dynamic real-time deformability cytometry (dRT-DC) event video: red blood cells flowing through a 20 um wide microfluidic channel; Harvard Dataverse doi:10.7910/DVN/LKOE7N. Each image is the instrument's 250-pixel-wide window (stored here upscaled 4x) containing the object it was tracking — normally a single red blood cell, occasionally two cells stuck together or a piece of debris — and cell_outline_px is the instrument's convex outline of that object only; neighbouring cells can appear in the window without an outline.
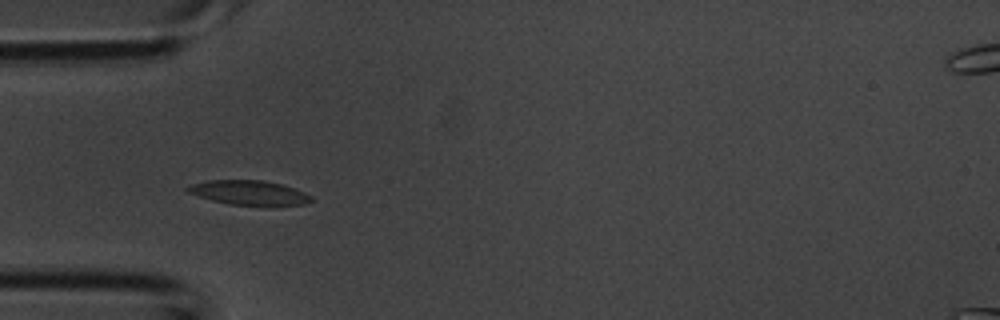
{"species": "common noctule bat (a hibernating species)", "species_latin": "Nyctalus noctula", "temperature_condition": "room temperature", "stored_images_in_passage": 4, "camera_frame_rate_fps": 3000, "um_per_image_px": 0.085, "animal": {"sex": "male", "body_mass_g": 20.1, "forearm_length_mm": 53.5}, "frame": {"image": 1, "passage_image": 3, "time_ms": 0.667, "image_size_px": [1000, 320], "cell_outline_px": [[316, 200], [304, 204], [272, 208], [228, 204], [212, 200], [188, 192], [184, 188], [188, 184], [208, 180], [264, 180], [280, 184], [304, 192], [312, 196]], "centroid_in_image_um": [21.23, 16.42], "position_along_channel_um": 63.8, "area_um2": 18.38}}
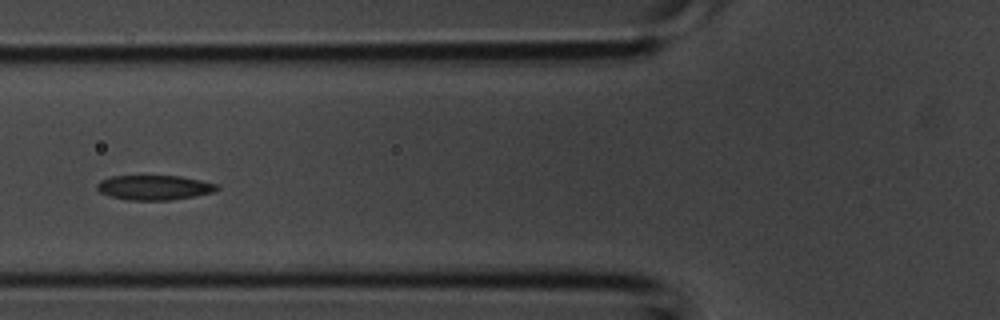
{"frame": {"image": 2, "passage_image": 4, "time_ms": 1.0, "image_size_px": [1000, 320], "cell_outline_px": [[220, 188], [212, 192], [196, 196], [168, 200], [128, 200], [108, 196], [100, 192], [96, 188], [96, 184], [100, 180], [112, 176], [180, 176], [200, 180], [216, 184]], "centroid_in_image_um": [13.08, 15.94], "position_along_channel_um": 112.7, "area_um2": 17.28}}